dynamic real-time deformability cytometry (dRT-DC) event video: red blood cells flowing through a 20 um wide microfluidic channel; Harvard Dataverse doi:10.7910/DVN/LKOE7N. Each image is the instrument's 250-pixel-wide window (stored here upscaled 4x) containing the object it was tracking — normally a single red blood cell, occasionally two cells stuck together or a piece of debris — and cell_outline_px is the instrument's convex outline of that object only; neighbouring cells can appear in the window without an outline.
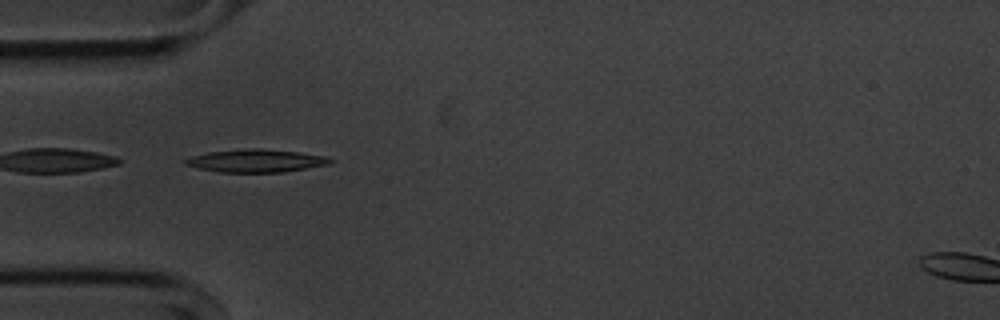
{"species": "common noctule bat (a hibernating species)", "species_latin": "Nyctalus noctula", "temperature_condition": "cold", "stored_images_in_passage": 41, "camera_frame_rate_fps": 3000, "um_per_image_px": 0.085, "animal": {"sex": "male", "body_mass_g": 20.1, "forearm_length_mm": 53.5}, "frame": {"image": 1, "passage_image": 3, "time_ms": 0.667, "image_size_px": [1000, 320], "cell_outline_px": [[336, 160], [332, 164], [284, 172], [220, 172], [200, 168], [184, 164], [184, 160], [192, 156], [208, 152], [252, 148], [256, 148], [300, 152], [324, 156]], "centroid_in_image_um": [21.83, 13.67], "position_along_channel_um": 63.2, "area_um2": 19.25}}
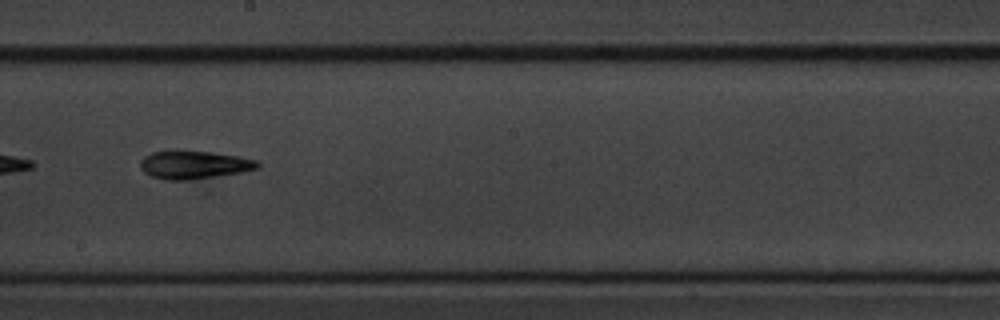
{"frame": {"image": 2, "passage_image": 17, "time_ms": 5.333, "image_size_px": [1000, 320], "cell_outline_px": [[260, 168], [240, 172], [216, 176], [188, 180], [164, 180], [152, 176], [144, 172], [140, 168], [140, 160], [144, 156], [152, 152], [176, 148], [212, 152], [236, 156], [256, 160], [260, 164]], "centroid_in_image_um": [16.43, 13.97], "position_along_channel_um": 231.8, "area_um2": 19.65}}
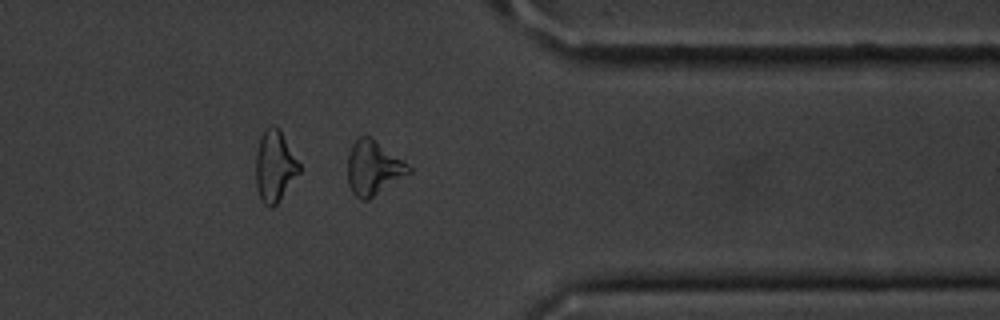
{"frame": {"image": 3, "passage_image": 30, "time_ms": 9.667, "image_size_px": [1000, 320], "cell_outline_px": [[412, 172], [368, 200], [360, 200], [352, 192], [348, 184], [348, 152], [352, 144], [360, 136], [368, 136], [408, 164], [412, 168]], "centroid_in_image_um": [31.72, 14.3], "position_along_channel_um": 379.7, "area_um2": 19.07}, "authors_computed_cell_mechanics": {"area_um2": 18.6116, "velocity_mm_per_s": 3.6194, "shape_relaxation_time_tau1_ms": 2.5362, "shape_relaxation_time_tau2_ms": 4.415, "deformation_change_tau1": 0.146, "deformation_change_tau2": 0.1456}}